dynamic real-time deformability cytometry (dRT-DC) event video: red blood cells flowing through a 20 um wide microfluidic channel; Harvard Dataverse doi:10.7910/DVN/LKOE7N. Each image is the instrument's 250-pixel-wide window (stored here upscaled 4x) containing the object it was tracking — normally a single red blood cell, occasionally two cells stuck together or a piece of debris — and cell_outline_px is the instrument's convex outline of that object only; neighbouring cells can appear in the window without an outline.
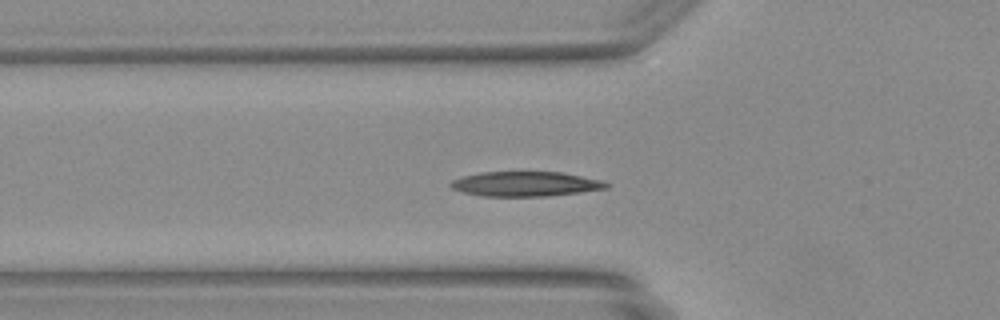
{"species": "Egyptian fruit bat (a non-hibernating species)", "species_latin": "Rousettus aegyptiacus", "temperature_condition": "warm", "stored_images_in_passage": 11, "camera_frame_rate_fps": 3000, "um_per_image_px": 0.085, "animal": {"sex": "female"}, "frame": {"image": 1, "passage_image": 9, "time_ms": 2.667, "image_size_px": [1000, 320], "cell_outline_px": [[612, 184], [608, 188], [580, 192], [548, 196], [480, 196], [464, 192], [452, 188], [448, 184], [452, 180], [464, 176], [480, 172], [560, 172], [600, 180]], "centroid_in_image_um": [44.66, 15.64], "position_along_channel_um": 81.1, "area_um2": 22.37}}